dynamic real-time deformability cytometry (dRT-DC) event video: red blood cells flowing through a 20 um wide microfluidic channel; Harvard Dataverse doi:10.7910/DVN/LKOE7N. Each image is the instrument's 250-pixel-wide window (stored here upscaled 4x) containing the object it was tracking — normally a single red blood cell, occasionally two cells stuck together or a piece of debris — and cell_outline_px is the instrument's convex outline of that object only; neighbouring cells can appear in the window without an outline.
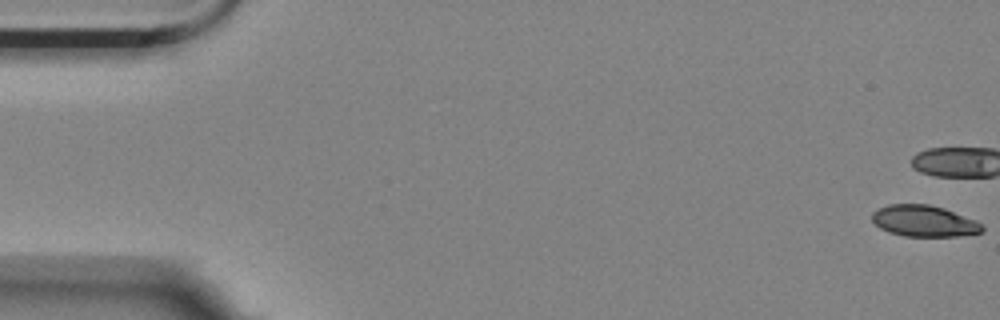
{"species": "Egyptian fruit bat (a non-hibernating species)", "species_latin": "Rousettus aegyptiacus", "temperature_condition": "room temperature", "stored_images_in_passage": 45, "camera_frame_rate_fps": 3000, "um_per_image_px": 0.085, "animal": {"sex": "female"}, "frame": {"image": 1, "passage_image": 1, "time_ms": 0.0, "image_size_px": [1000, 320], "cell_outline_px": [[984, 228], [980, 232], [956, 236], [904, 236], [888, 232], [880, 228], [872, 220], [872, 212], [888, 204], [928, 204], [944, 208], [976, 220]], "centroid_in_image_um": [78.51, 18.78], "position_along_channel_um": 6.5, "area_um2": 19.94}, "authors_computed_cell_mechanics": {"area_um2": 22.7154, "velocity_mm_per_s": 3.5268, "shape_relaxation_time_tau1_ms": 9.9321, "shape_relaxation_time_tau2_ms": null, "deformation_change_tau1": 0.198, "deformation_change_tau2": null}}